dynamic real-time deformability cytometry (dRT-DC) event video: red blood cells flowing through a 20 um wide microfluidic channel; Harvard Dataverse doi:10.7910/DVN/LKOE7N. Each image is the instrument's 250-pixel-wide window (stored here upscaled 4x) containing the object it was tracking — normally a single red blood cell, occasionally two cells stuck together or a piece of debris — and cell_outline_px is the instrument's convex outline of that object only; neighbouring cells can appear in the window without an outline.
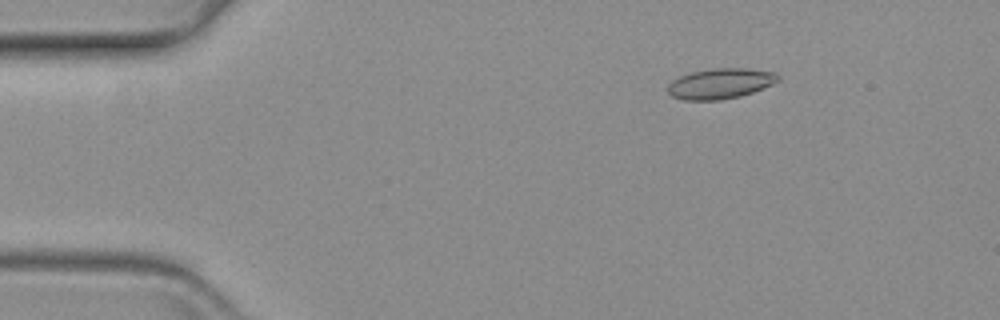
{"species": "common noctule bat (a hibernating species)", "species_latin": "Nyctalus noctula", "temperature_condition": "warm", "stored_images_in_passage": 26, "camera_frame_rate_fps": 3000, "um_per_image_px": 0.085, "animal": {"sex": "female", "body_mass_g": 19.3, "forearm_length_mm": 54.1}, "frame": {"image": 1, "passage_image": 9, "time_ms": 2.667, "image_size_px": [1000, 320], "cell_outline_px": [[780, 80], [772, 84], [752, 92], [740, 96], [720, 100], [684, 100], [672, 96], [668, 92], [668, 84], [672, 80], [688, 72], [712, 68], [748, 68], [776, 72], [780, 76]], "centroid_in_image_um": [61.23, 7.09], "position_along_channel_um": 23.8, "area_um2": 19.71}}
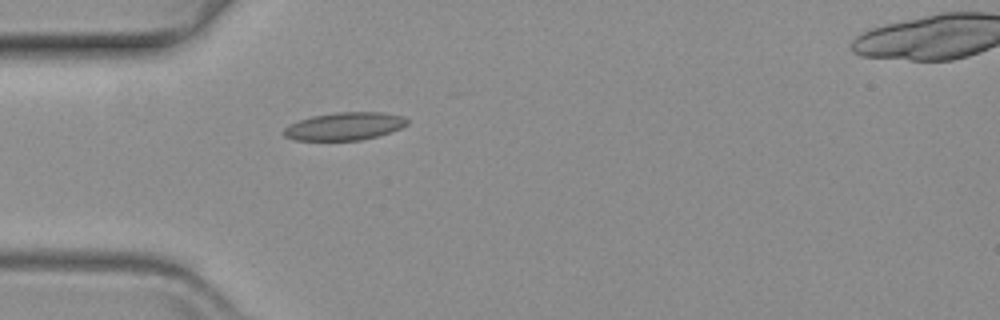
{"frame": {"image": 2, "passage_image": 18, "time_ms": 5.667, "image_size_px": [1000, 320], "cell_outline_px": [[408, 124], [400, 128], [380, 136], [360, 140], [296, 140], [284, 136], [280, 132], [288, 124], [312, 116], [336, 112], [384, 112], [404, 116], [408, 120]], "centroid_in_image_um": [29.28, 10.73], "position_along_channel_um": 55.7, "area_um2": 20.17}}
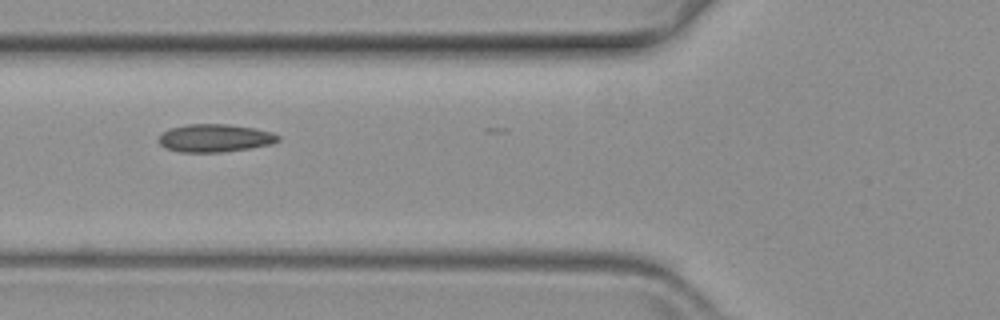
{"frame": {"image": 3, "passage_image": 23, "time_ms": 7.333, "image_size_px": [1000, 320], "cell_outline_px": [[280, 140], [272, 144], [224, 152], [180, 152], [164, 148], [160, 144], [160, 136], [168, 128], [188, 124], [228, 124], [256, 128], [272, 132], [280, 136]], "centroid_in_image_um": [18.28, 11.73], "position_along_channel_um": 107.5, "area_um2": 19.48}}